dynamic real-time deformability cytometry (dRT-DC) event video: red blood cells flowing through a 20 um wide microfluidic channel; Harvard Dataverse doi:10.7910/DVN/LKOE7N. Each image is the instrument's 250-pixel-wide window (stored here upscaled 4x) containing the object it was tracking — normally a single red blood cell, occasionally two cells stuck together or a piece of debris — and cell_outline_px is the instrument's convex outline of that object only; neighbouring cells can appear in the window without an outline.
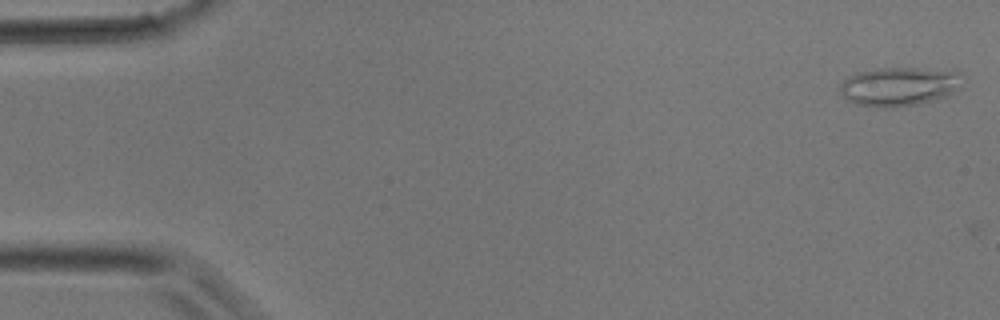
{"species": "common noctule bat (a hibernating species)", "species_latin": "Nyctalus noctula", "temperature_condition": "room temperature", "stored_images_in_passage": 6, "camera_frame_rate_fps": 3000, "um_per_image_px": 0.085, "animal": {"sex": "male", "body_mass_g": 17.9}, "frame": {"image": 1, "passage_image": 1, "time_ms": 0.0, "image_size_px": [1000, 320], "cell_outline_px": [[964, 76], [952, 92], [944, 96], [932, 100], [916, 104], [884, 108], [856, 104], [848, 100], [840, 92], [840, 84], [844, 80], [860, 72], [880, 68], [956, 68]], "centroid_in_image_um": [76.48, 7.32], "position_along_channel_um": 8.5, "area_um2": 27.63}}